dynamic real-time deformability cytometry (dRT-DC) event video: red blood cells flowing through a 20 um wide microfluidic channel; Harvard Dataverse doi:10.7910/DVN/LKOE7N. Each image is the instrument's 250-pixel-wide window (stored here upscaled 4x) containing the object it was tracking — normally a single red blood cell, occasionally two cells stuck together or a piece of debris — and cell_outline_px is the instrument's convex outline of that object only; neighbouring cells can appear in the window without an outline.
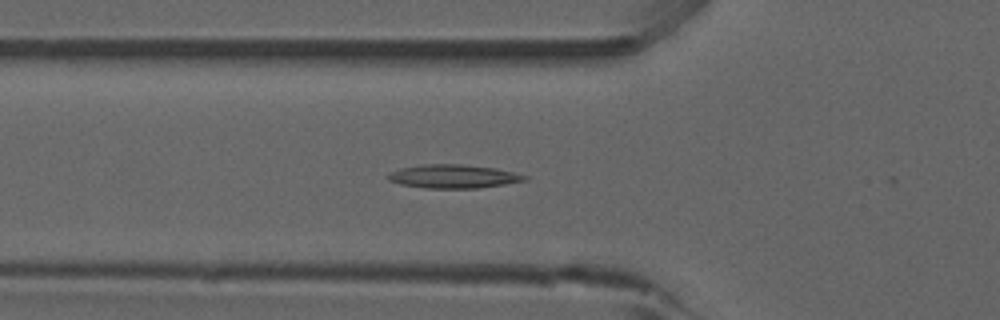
{"species": "common noctule bat (a hibernating species)", "species_latin": "Nyctalus noctula", "temperature_condition": "room temperature", "stored_images_in_passage": 36, "camera_frame_rate_fps": 3000, "um_per_image_px": 0.085, "animal": {"sex": "male", "forearm_length_mm": 52.5}, "frame": {"image": 1, "passage_image": 2, "time_ms": 0.333, "image_size_px": [1000, 320], "cell_outline_px": [[528, 180], [504, 184], [476, 188], [424, 188], [400, 184], [388, 180], [384, 176], [400, 168], [424, 164], [460, 164], [496, 168], [528, 176]], "centroid_in_image_um": [38.51, 14.99], "position_along_channel_um": 87.3, "area_um2": 18.73}}
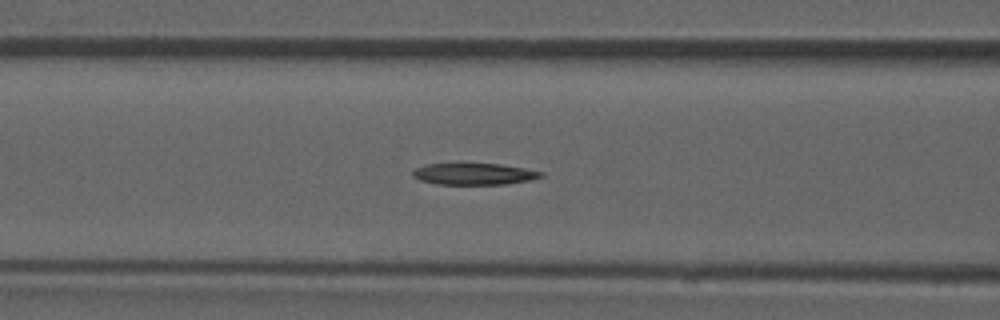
{"frame": {"image": 2, "passage_image": 5, "time_ms": 1.333, "image_size_px": [1000, 320], "cell_outline_px": [[544, 176], [528, 180], [508, 184], [436, 184], [420, 180], [412, 176], [412, 172], [416, 168], [424, 164], [500, 164], [524, 168], [544, 172]], "centroid_in_image_um": [40.29, 14.79], "position_along_channel_um": 126.3, "area_um2": 16.01}}
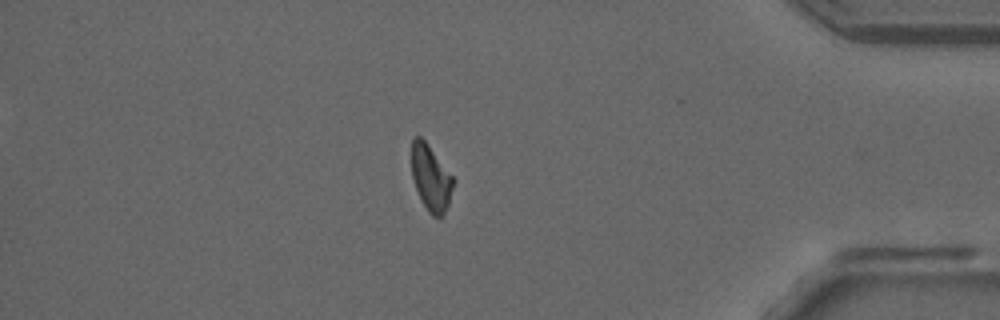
{"frame": {"image": 3, "passage_image": 29, "time_ms": 9.333, "image_size_px": [1000, 320], "cell_outline_px": [[456, 180], [448, 204], [444, 212], [440, 216], [432, 216], [428, 212], [416, 188], [412, 176], [412, 140], [416, 136], [420, 136], [428, 144]], "centroid_in_image_um": [36.64, 15.11], "position_along_channel_um": 398.6, "area_um2": 15.78}}